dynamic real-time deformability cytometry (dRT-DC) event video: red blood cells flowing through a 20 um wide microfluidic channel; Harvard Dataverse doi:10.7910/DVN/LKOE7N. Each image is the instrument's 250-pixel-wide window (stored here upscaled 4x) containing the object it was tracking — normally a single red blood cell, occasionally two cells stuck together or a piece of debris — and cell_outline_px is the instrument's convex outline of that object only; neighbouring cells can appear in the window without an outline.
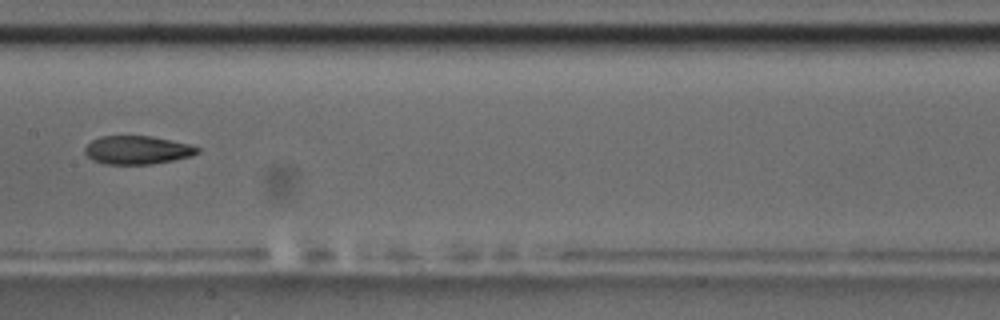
{"species": "common noctule bat (a hibernating species)", "species_latin": "Nyctalus noctula", "temperature_condition": "room temperature", "stored_images_in_passage": 9, "camera_frame_rate_fps": 3000, "um_per_image_px": 0.085, "animal": {"sex": "male", "body_mass_g": 17.5, "forearm_length_mm": 52.3}, "frame": {"image": 1, "passage_image": 7, "time_ms": 7.0, "image_size_px": [1000, 320], "cell_outline_px": [[200, 152], [192, 156], [152, 164], [104, 164], [92, 160], [84, 152], [84, 148], [92, 140], [100, 136], [152, 136], [188, 144], [200, 148]], "centroid_in_image_um": [11.66, 12.75], "position_along_channel_um": 195.7, "area_um2": 18.61}}
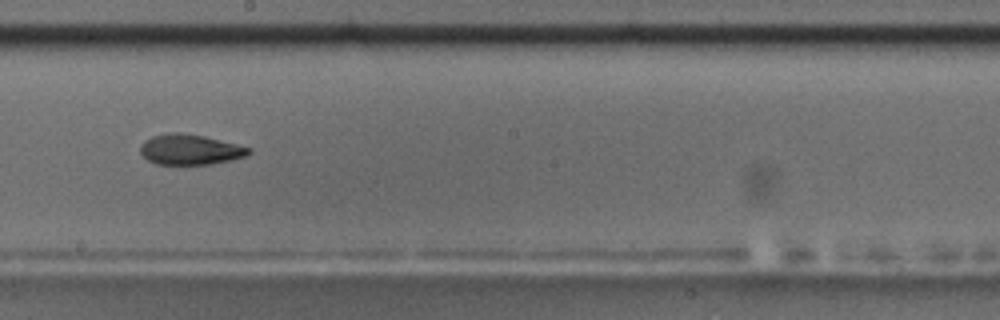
{"frame": {"image": 2, "passage_image": 8, "time_ms": 8.0, "image_size_px": [1000, 320], "cell_outline_px": [[252, 152], [248, 156], [232, 160], [212, 164], [156, 164], [148, 160], [140, 152], [140, 148], [144, 140], [152, 136], [172, 132], [180, 132], [204, 136], [252, 148]], "centroid_in_image_um": [16.19, 12.71], "position_along_channel_um": 232.0, "area_um2": 19.25}}